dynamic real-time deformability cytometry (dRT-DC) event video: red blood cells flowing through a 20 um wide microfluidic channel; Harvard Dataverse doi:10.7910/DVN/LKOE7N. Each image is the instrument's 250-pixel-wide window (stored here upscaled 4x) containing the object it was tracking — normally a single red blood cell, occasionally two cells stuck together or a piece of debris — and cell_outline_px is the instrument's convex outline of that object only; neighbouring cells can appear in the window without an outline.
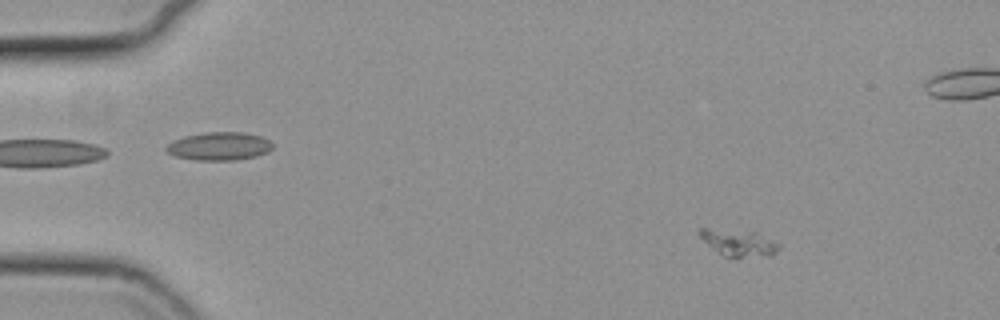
{"species": "common noctule bat (a hibernating species)", "species_latin": "Nyctalus noctula", "temperature_condition": "cold", "stored_images_in_passage": 60, "segment_of_instrument_passage": [1, 2], "camera_frame_rate_fps": 3000, "um_per_image_px": 0.085, "animal": {"sex": "female", "body_mass_g": 19.3, "forearm_length_mm": 54.1}, "frame": {"image": 1, "passage_image": 10, "time_ms": 3.0, "image_size_px": [1000, 320], "cell_outline_px": [[780, 248], [776, 252], [768, 256], [724, 256], [708, 244], [696, 232], [700, 228], [708, 228], [756, 232], [780, 244]], "centroid_in_image_um": [62.79, 20.62], "position_along_channel_um": 22.2, "area_um2": 11.96}}
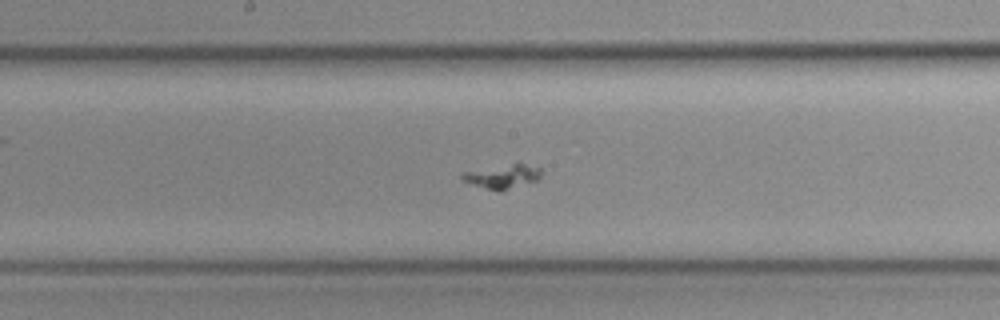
{"frame": {"image": 2, "passage_image": 33, "time_ms": 10.667, "image_size_px": [1000, 320], "cell_outline_px": [[540, 176], [536, 180], [500, 192], [472, 184], [460, 180], [460, 176], [464, 172], [512, 164], [524, 164], [540, 168]], "centroid_in_image_um": [42.68, 15.02], "position_along_channel_um": 205.5, "area_um2": 10.64}}
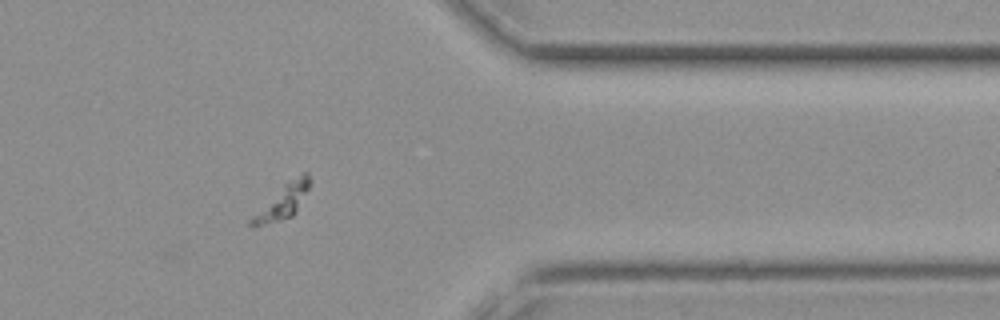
{"frame": {"image": 3, "passage_image": 49, "time_ms": 16.0, "image_size_px": [1000, 320], "cell_outline_px": [[312, 180], [296, 212], [292, 216], [280, 220], [252, 228], [248, 224], [248, 220], [288, 180], [304, 172], [308, 172]], "centroid_in_image_um": [24.03, 17.14], "position_along_channel_um": 387.4, "area_um2": 11.39}}